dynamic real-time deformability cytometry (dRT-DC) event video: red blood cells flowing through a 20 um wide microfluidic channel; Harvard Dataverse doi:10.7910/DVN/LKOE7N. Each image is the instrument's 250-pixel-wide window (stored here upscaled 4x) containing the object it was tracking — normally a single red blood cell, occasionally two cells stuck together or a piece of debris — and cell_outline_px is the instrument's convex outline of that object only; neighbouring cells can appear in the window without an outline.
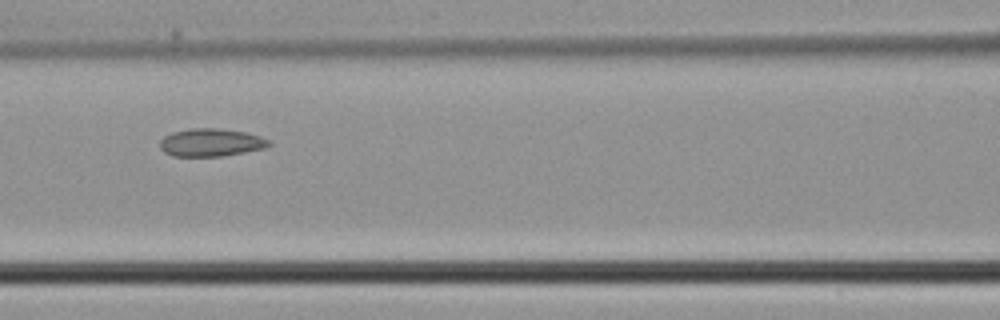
{"species": "common noctule bat (a hibernating species)", "species_latin": "Nyctalus noctula", "temperature_condition": "cold", "stored_images_in_passage": 8, "camera_frame_rate_fps": 3000, "um_per_image_px": 0.085, "animal": {"sex": "male", "body_mass_g": 21.5, "forearm_length_mm": 52.0}, "frame": {"image": 1, "passage_image": 7, "time_ms": 2.0, "image_size_px": [1000, 320], "cell_outline_px": [[272, 144], [264, 148], [244, 152], [220, 156], [172, 156], [164, 152], [160, 148], [160, 140], [164, 136], [172, 132], [192, 128], [216, 128], [244, 132], [260, 136], [272, 140]], "centroid_in_image_um": [17.93, 12.11], "position_along_channel_um": 148.7, "area_um2": 17.69}}
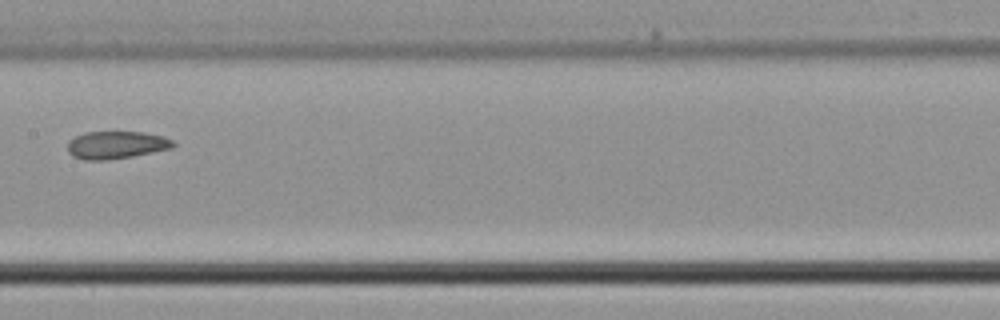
{"frame": {"image": 2, "passage_image": 8, "time_ms": 2.333, "image_size_px": [1000, 320], "cell_outline_px": [[176, 144], [172, 148], [132, 156], [108, 160], [84, 160], [72, 156], [68, 152], [68, 140], [84, 132], [144, 132], [164, 136], [172, 140]], "centroid_in_image_um": [9.87, 12.32], "position_along_channel_um": 197.5, "area_um2": 17.05}}